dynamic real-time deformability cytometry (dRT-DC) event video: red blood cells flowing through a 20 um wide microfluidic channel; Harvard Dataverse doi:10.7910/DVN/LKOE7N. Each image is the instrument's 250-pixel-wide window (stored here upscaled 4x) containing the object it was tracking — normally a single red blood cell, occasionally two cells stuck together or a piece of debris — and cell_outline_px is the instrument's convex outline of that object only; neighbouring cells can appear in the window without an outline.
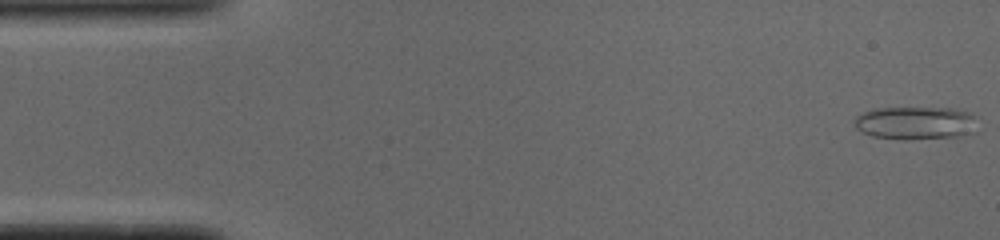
{"species": "common noctule bat (a hibernating species)", "species_latin": "Nyctalus noctula", "temperature_condition": "cold", "stored_images_in_passage": 51, "camera_frame_rate_fps": 3000, "um_per_image_px": 0.085, "animal": {"sex": "male", "body_mass_g": 19.0, "forearm_length_mm": 50.8}, "frame": {"image": 1, "passage_image": 1, "time_ms": 0.0, "image_size_px": [1000, 240], "cell_outline_px": [[976, 132], [956, 136], [904, 140], [872, 136], [856, 128], [852, 120], [856, 116], [872, 108], [956, 108], [972, 112]], "centroid_in_image_um": [77.8, 10.44], "position_along_channel_um": 7.2, "area_um2": 23.81}}
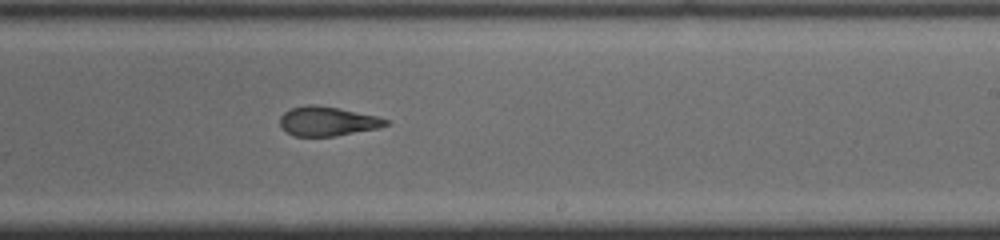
{"frame": {"image": 2, "passage_image": 30, "time_ms": 9.667, "image_size_px": [1000, 240], "cell_outline_px": [[392, 124], [380, 128], [336, 136], [292, 136], [280, 128], [280, 116], [284, 112], [292, 108], [308, 104], [312, 104], [340, 108], [376, 116], [392, 120]], "centroid_in_image_um": [27.87, 10.31], "position_along_channel_um": 261.1, "area_um2": 18.44}}
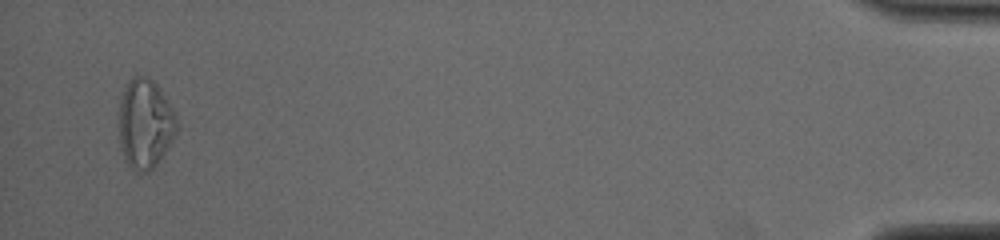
{"frame": {"image": 3, "passage_image": 49, "time_ms": 16.0, "image_size_px": [1000, 240], "cell_outline_px": [[180, 124], [176, 132], [164, 152], [156, 164], [148, 172], [136, 172], [124, 160], [120, 144], [120, 96], [128, 80], [132, 76], [148, 76], [156, 84], [164, 96], [176, 116]], "centroid_in_image_um": [12.32, 10.5], "position_along_channel_um": 422.9, "area_um2": 29.94}, "authors_computed_cell_mechanics": {"area_um2": 20.4034, "velocity_mm_per_s": 3.9237, "shape_relaxation_time_tau1_ms": 8.6613, "shape_relaxation_time_tau2_ms": 2.1453, "deformation_change_tau1": 0.2542, "deformation_change_tau2": 0.1017}}